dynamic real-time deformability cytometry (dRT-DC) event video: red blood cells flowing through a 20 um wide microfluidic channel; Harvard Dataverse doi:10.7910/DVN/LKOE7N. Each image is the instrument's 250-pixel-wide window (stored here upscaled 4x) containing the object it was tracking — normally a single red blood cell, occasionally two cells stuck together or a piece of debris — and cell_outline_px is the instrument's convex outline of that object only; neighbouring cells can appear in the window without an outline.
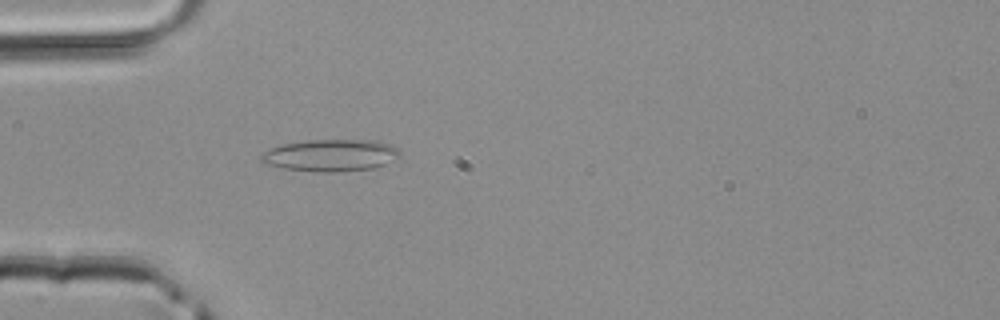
{"species": "common noctule bat (a hibernating species)", "species_latin": "Nyctalus noctula", "temperature_condition": "room temperature", "stored_images_in_passage": 2, "camera_frame_rate_fps": 3000, "um_per_image_px": 0.085, "animal": {"sex": "male", "body_mass_g": 20.4}, "frame": {"image": 1, "passage_image": 2, "time_ms": 0.333, "image_size_px": [1000, 320], "cell_outline_px": [[400, 156], [384, 164], [372, 168], [340, 172], [316, 172], [284, 168], [260, 164], [260, 156], [264, 152], [280, 144], [308, 140], [376, 140], [388, 144], [396, 148], [400, 152]], "centroid_in_image_um": [28.05, 13.21], "position_along_channel_um": 57.0, "area_um2": 25.95}}